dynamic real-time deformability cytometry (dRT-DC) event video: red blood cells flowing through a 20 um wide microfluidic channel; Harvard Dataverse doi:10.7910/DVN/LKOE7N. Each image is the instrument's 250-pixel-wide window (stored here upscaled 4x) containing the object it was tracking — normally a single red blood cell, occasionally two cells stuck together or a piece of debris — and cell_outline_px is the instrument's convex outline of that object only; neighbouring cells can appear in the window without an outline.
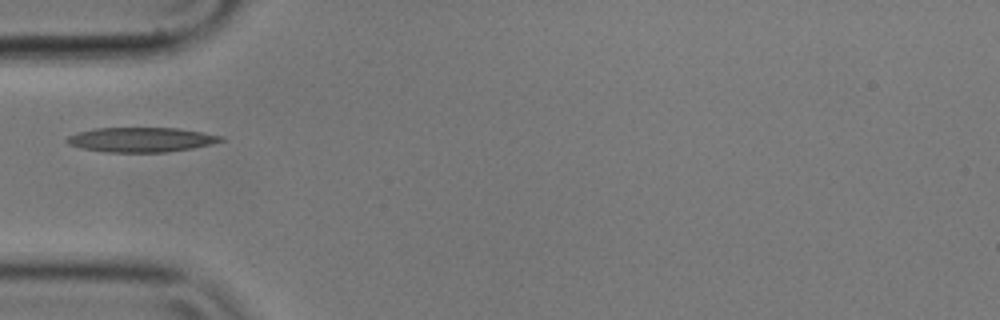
{"species": "common noctule bat (a hibernating species)", "species_latin": "Nyctalus noctula", "temperature_condition": "cold", "stored_images_in_passage": 3, "camera_frame_rate_fps": 3000, "um_per_image_px": 0.085, "animal": {"sex": "male", "body_mass_g": 17.9}, "frame": {"image": 1, "passage_image": 1, "time_ms": 0.0, "image_size_px": [1000, 320], "cell_outline_px": [[224, 140], [212, 144], [192, 148], [164, 152], [104, 152], [84, 148], [68, 144], [64, 140], [68, 136], [80, 132], [96, 128], [176, 128], [204, 132], [224, 136]], "centroid_in_image_um": [12.03, 11.87], "position_along_channel_um": 73.0, "area_um2": 22.02}}
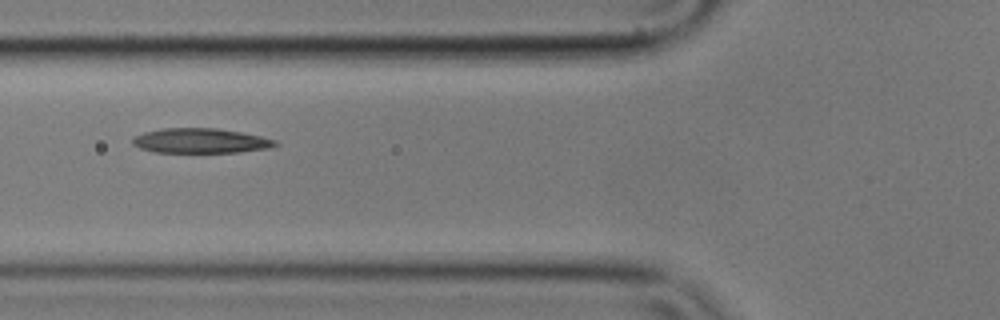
{"frame": {"image": 2, "passage_image": 2, "time_ms": 0.333, "image_size_px": [1000, 320], "cell_outline_px": [[280, 144], [268, 148], [240, 152], [152, 152], [140, 148], [132, 144], [132, 140], [136, 136], [144, 132], [164, 128], [216, 128], [240, 132], [260, 136], [276, 140]], "centroid_in_image_um": [17.05, 11.97], "position_along_channel_um": 108.8, "area_um2": 20.52}}
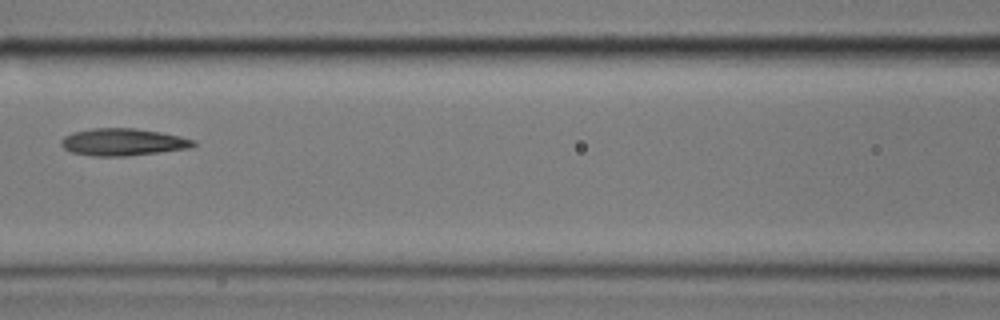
{"frame": {"image": 3, "passage_image": 3, "time_ms": 0.667, "image_size_px": [1000, 320], "cell_outline_px": [[196, 144], [192, 148], [124, 156], [92, 156], [72, 152], [64, 148], [60, 144], [60, 140], [64, 136], [72, 132], [92, 128], [136, 128], [160, 132], [180, 136], [196, 140]], "centroid_in_image_um": [10.45, 12.07], "position_along_channel_um": 156.2, "area_um2": 21.04}}